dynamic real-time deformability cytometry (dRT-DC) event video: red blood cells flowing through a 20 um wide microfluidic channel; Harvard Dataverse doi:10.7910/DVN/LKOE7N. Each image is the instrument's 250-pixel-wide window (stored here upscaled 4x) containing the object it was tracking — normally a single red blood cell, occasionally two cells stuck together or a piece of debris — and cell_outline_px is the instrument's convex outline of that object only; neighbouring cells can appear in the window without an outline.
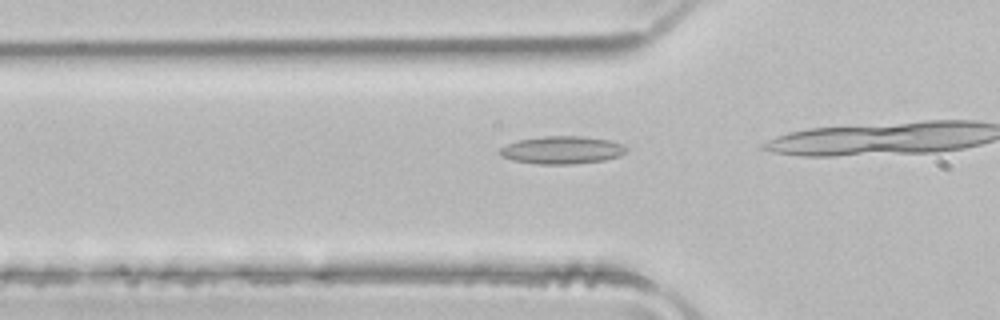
{"species": "common noctule bat (a hibernating species)", "species_latin": "Nyctalus noctula", "temperature_condition": "room temperature", "stored_images_in_passage": 7, "camera_frame_rate_fps": 3000, "um_per_image_px": 0.085, "animal": {"sex": "male", "body_mass_g": 21.5, "forearm_length_mm": 52.0}, "frame": {"image": 1, "passage_image": 3, "time_ms": 0.667, "image_size_px": [1000, 320], "cell_outline_px": [[628, 148], [620, 156], [604, 160], [572, 164], [536, 164], [512, 160], [500, 156], [500, 148], [508, 144], [520, 140], [544, 136], [584, 136], [608, 140], [624, 144]], "centroid_in_image_um": [47.79, 12.75], "position_along_channel_um": 78.0, "area_um2": 20.4}}
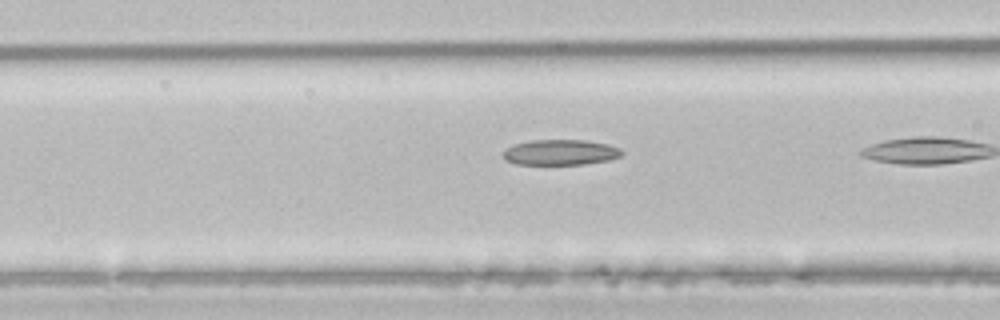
{"frame": {"image": 2, "passage_image": 6, "time_ms": 1.667, "image_size_px": [1000, 320], "cell_outline_px": [[624, 152], [620, 156], [608, 160], [584, 164], [516, 164], [504, 160], [504, 152], [508, 148], [516, 144], [532, 140], [584, 140], [608, 144], [620, 148]], "centroid_in_image_um": [47.66, 12.95], "position_along_channel_um": 118.9, "area_um2": 17.46}}